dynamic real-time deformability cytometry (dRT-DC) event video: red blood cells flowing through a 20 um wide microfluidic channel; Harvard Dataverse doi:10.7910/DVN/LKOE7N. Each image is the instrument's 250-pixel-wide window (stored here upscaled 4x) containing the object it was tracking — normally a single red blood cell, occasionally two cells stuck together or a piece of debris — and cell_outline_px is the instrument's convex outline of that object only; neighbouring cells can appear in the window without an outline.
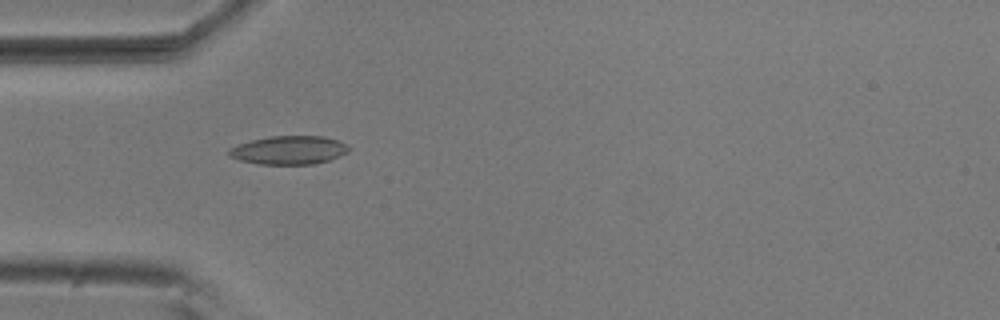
{"species": "common noctule bat (a hibernating species)", "species_latin": "Nyctalus noctula", "temperature_condition": "room temperature", "stored_images_in_passage": 40, "camera_frame_rate_fps": 3000, "um_per_image_px": 0.085, "animal": {"sex": "male", "body_mass_g": 20.5, "forearm_length_mm": 52.5}, "frame": {"image": 1, "passage_image": 2, "time_ms": 0.333, "image_size_px": [1000, 320], "cell_outline_px": [[352, 148], [348, 152], [328, 160], [316, 164], [260, 164], [240, 160], [228, 156], [228, 148], [252, 140], [268, 136], [324, 136], [348, 144]], "centroid_in_image_um": [24.57, 12.76], "position_along_channel_um": 60.4, "area_um2": 19.94}}
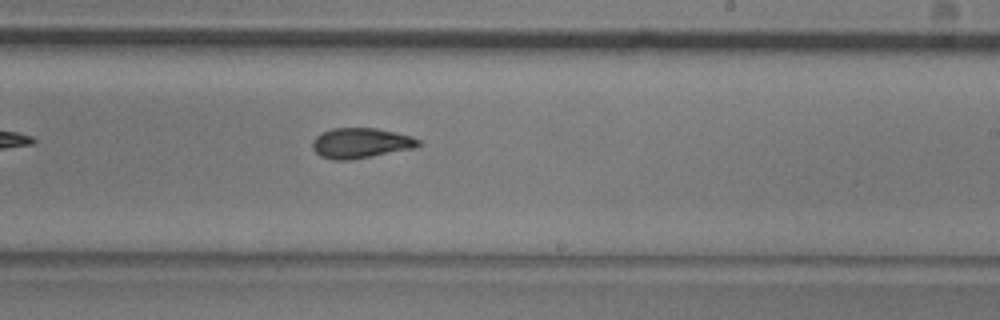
{"frame": {"image": 2, "passage_image": 18, "time_ms": 5.667, "image_size_px": [1000, 320], "cell_outline_px": [[420, 144], [416, 148], [372, 156], [348, 160], [332, 160], [320, 156], [312, 148], [312, 140], [320, 132], [332, 128], [376, 128], [396, 132], [412, 136], [420, 140]], "centroid_in_image_um": [30.65, 12.15], "position_along_channel_um": 258.4, "area_um2": 18.84}}
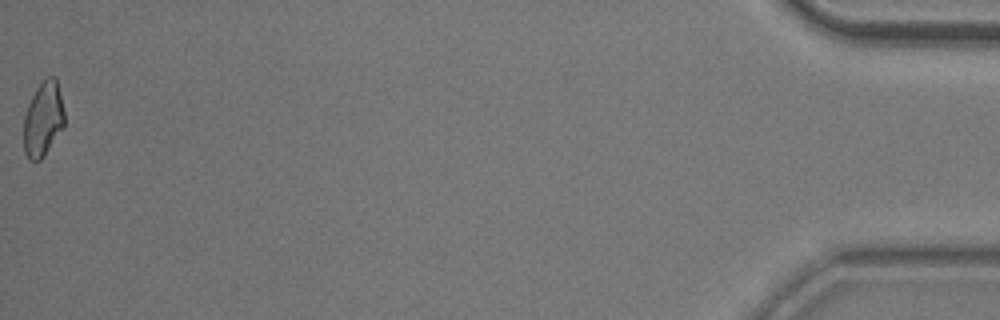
{"frame": {"image": 3, "passage_image": 40, "time_ms": 13.0, "image_size_px": [1000, 320], "cell_outline_px": [[64, 128], [44, 156], [36, 164], [28, 160], [24, 152], [24, 116], [28, 104], [36, 88], [44, 76], [56, 76], [64, 112]], "centroid_in_image_um": [3.66, 10.15], "position_along_channel_um": 431.5, "area_um2": 18.15}, "authors_computed_cell_mechanics": {"area_um2": 18.4093, "velocity_mm_per_s": 3.7344, "shape_relaxation_time_tau1_ms": 5.718, "shape_relaxation_time_tau2_ms": 2.4632, "deformation_change_tau1": 0.1457, "deformation_change_tau2": 0.0944}}